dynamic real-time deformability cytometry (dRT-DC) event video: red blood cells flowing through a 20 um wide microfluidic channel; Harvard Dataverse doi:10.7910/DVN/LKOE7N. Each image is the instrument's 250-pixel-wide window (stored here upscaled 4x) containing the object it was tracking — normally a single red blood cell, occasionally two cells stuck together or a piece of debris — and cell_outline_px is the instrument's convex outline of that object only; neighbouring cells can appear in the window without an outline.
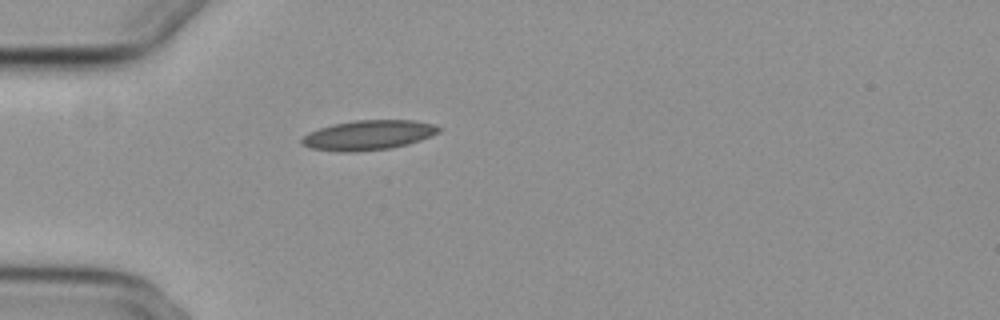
{"species": "common noctule bat (a hibernating species)", "species_latin": "Nyctalus noctula", "temperature_condition": "cold", "stored_images_in_passage": 40, "camera_frame_rate_fps": 3000, "um_per_image_px": 0.085, "animal": {"sex": "female", "body_mass_g": 29.2, "forearm_length_mm": 56.3}, "frame": {"image": 1, "passage_image": 1, "time_ms": 0.0, "image_size_px": [1000, 320], "cell_outline_px": [[440, 132], [420, 140], [408, 144], [392, 148], [356, 152], [340, 152], [312, 148], [300, 144], [300, 140], [308, 132], [332, 124], [356, 120], [416, 120], [436, 124], [440, 128]], "centroid_in_image_um": [31.32, 11.48], "position_along_channel_um": 53.7, "area_um2": 23.93}}
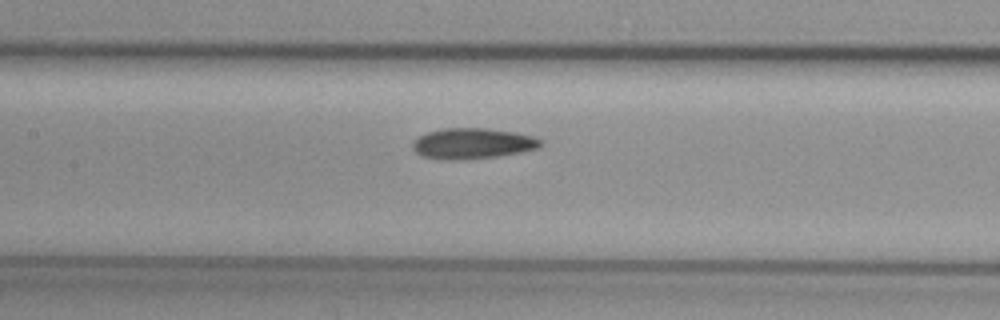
{"frame": {"image": 2, "passage_image": 11, "time_ms": 3.333, "image_size_px": [1000, 320], "cell_outline_px": [[544, 144], [540, 148], [500, 156], [464, 160], [440, 160], [420, 156], [412, 148], [412, 140], [428, 132], [444, 128], [488, 128], [516, 132], [536, 136], [544, 140]], "centroid_in_image_um": [40.21, 12.2], "position_along_channel_um": 167.2, "area_um2": 23.52}}
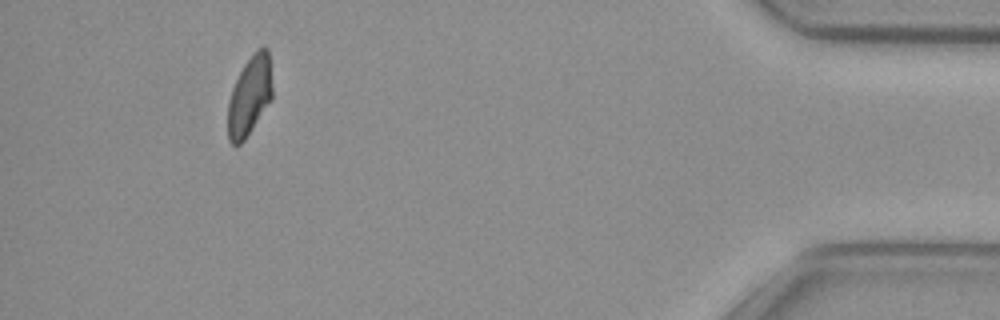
{"frame": {"image": 3, "passage_image": 36, "time_ms": 11.667, "image_size_px": [1000, 320], "cell_outline_px": [[272, 100], [244, 140], [240, 144], [232, 144], [228, 140], [228, 104], [232, 88], [244, 64], [256, 48], [268, 48], [272, 88]], "centroid_in_image_um": [21.22, 8.14], "position_along_channel_um": 414.0, "area_um2": 20.46}, "authors_computed_cell_mechanics": {"area_um2": 21.9062, "velocity_mm_per_s": 3.7158, "shape_relaxation_time_tau1_ms": null, "shape_relaxation_time_tau2_ms": 7.694, "deformation_change_tau1": null, "deformation_change_tau2": 0.1437}}